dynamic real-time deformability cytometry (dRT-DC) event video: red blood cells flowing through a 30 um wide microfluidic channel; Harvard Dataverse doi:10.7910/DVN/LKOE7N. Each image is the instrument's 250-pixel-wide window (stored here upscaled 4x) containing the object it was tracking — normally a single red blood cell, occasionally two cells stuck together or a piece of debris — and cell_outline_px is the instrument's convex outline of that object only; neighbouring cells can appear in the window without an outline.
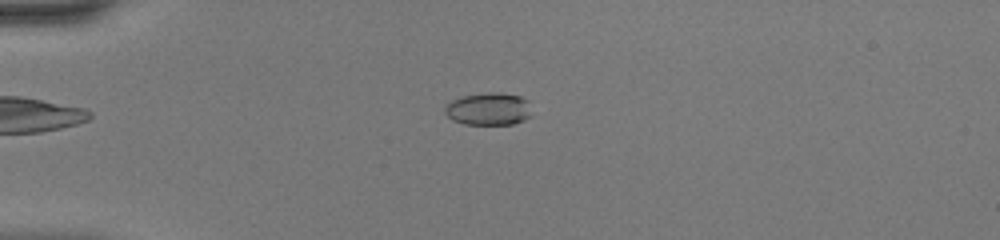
{"species": "common noctule bat (a hibernating species)", "species_latin": "Nyctalus noctula", "temperature_condition": "warm", "stored_images_in_passage": 47, "camera_frame_rate_fps": 3000, "um_per_image_px": 0.085, "animal": {"sex": "female", "body_mass_g": 20.0, "forearm_length_mm": 54.0}, "frame": {"image": 1, "passage_image": 13, "time_ms": 4.0, "image_size_px": [1000, 240], "cell_outline_px": [[532, 116], [524, 120], [512, 124], [464, 124], [452, 120], [444, 112], [444, 108], [452, 100], [464, 96], [488, 92], [500, 92], [520, 96], [528, 100]], "centroid_in_image_um": [41.56, 9.26], "position_along_channel_um": 43.4, "area_um2": 16.53}}
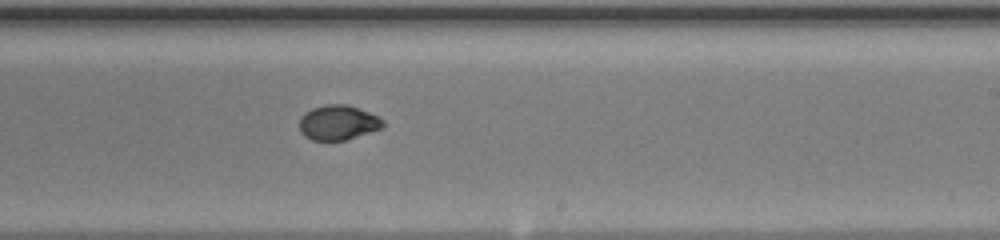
{"frame": {"image": 2, "passage_image": 30, "time_ms": 9.667, "image_size_px": [1000, 240], "cell_outline_px": [[384, 128], [344, 140], [312, 140], [304, 136], [300, 132], [300, 116], [304, 112], [312, 108], [324, 104], [344, 104], [368, 112], [384, 120]], "centroid_in_image_um": [28.71, 10.42], "position_along_channel_um": 260.3, "area_um2": 16.94}}
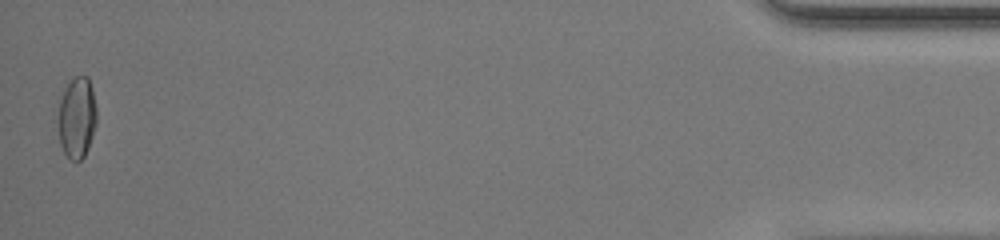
{"frame": {"image": 3, "passage_image": 47, "time_ms": 15.333, "image_size_px": [1000, 240], "cell_outline_px": [[96, 124], [88, 148], [84, 156], [80, 160], [72, 160], [64, 152], [60, 144], [60, 100], [64, 88], [76, 76], [88, 76], [92, 88], [96, 108]], "centroid_in_image_um": [6.57, 9.98], "position_along_channel_um": 428.6, "area_um2": 17.74}, "authors_computed_cell_mechanics": {"area_um2": 17.3978, "velocity_mm_per_s": 4.4617, "shape_relaxation_time_tau1_ms": 5.2261, "shape_relaxation_time_tau2_ms": 0.8254, "deformation_change_tau1": 0.2209, "deformation_change_tau2": 0.0322}}